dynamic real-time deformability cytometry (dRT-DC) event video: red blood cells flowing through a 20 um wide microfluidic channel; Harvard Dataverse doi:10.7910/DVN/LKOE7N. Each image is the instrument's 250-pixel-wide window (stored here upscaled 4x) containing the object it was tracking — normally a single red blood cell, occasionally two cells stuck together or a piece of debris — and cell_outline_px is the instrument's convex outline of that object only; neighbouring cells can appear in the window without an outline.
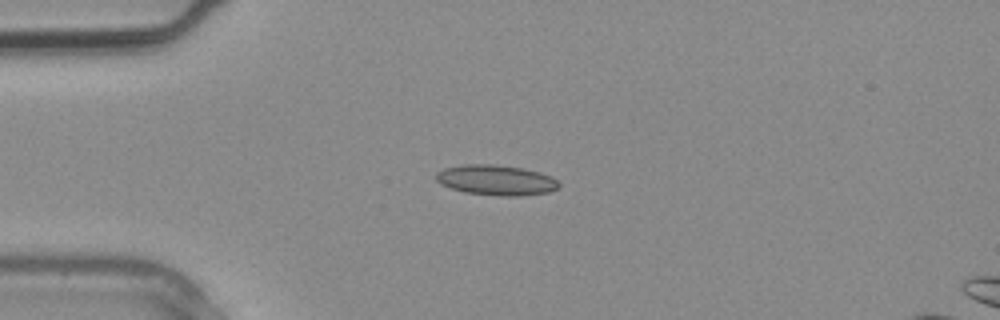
{"species": "common noctule bat (a hibernating species)", "species_latin": "Nyctalus noctula", "temperature_condition": "warm", "stored_images_in_passage": 2, "camera_frame_rate_fps": 3000, "um_per_image_px": 0.085, "animal": {"sex": "male", "body_mass_g": 20.4}, "frame": {"image": 1, "passage_image": 2, "time_ms": 0.333, "image_size_px": [1000, 320], "cell_outline_px": [[560, 184], [556, 188], [548, 192], [520, 196], [500, 196], [464, 192], [440, 184], [436, 180], [436, 172], [444, 168], [464, 164], [492, 164], [524, 168], [540, 172], [552, 176]], "centroid_in_image_um": [42.16, 15.3], "position_along_channel_um": 42.8, "area_um2": 21.73}}